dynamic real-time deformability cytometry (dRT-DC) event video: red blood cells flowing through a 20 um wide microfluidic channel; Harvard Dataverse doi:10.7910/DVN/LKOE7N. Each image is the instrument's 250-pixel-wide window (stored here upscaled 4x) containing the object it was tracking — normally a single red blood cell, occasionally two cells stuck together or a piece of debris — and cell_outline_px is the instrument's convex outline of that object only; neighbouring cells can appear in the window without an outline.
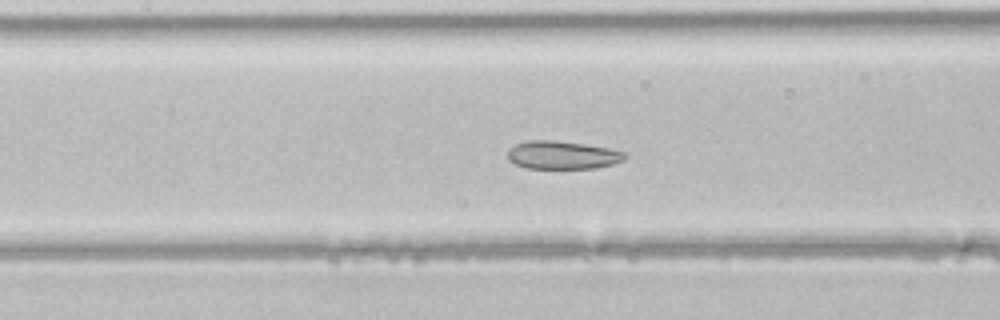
{"species": "common noctule bat (a hibernating species)", "species_latin": "Nyctalus noctula", "temperature_condition": "room temperature", "stored_images_in_passage": 12, "camera_frame_rate_fps": 3000, "um_per_image_px": 0.085, "animal": {"sex": "male", "body_mass_g": 21.5, "forearm_length_mm": 52.0}, "frame": {"image": 1, "passage_image": 10, "time_ms": 3.0, "image_size_px": [1000, 320], "cell_outline_px": [[628, 156], [624, 160], [612, 164], [596, 168], [524, 168], [508, 160], [508, 148], [516, 144], [528, 140], [552, 140], [584, 144], [608, 148], [624, 152]], "centroid_in_image_um": [47.79, 13.18], "position_along_channel_um": 159.6, "area_um2": 19.19}}